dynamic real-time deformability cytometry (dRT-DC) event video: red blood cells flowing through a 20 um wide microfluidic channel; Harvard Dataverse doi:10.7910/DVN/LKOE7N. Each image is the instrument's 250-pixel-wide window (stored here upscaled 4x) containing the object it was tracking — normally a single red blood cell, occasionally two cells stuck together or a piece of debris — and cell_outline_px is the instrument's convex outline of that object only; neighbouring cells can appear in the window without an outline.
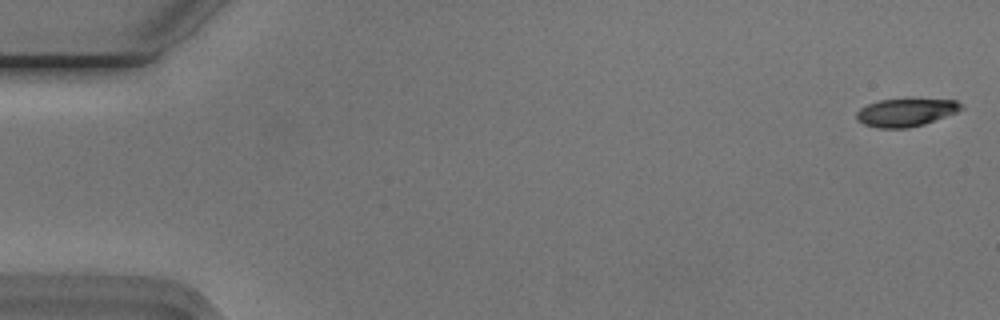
{"species": "Egyptian fruit bat (a non-hibernating species)", "species_latin": "Rousettus aegyptiacus", "temperature_condition": "cold", "stored_images_in_passage": 55, "camera_frame_rate_fps": 3000, "um_per_image_px": 0.085, "animal": {"sex": "male"}, "frame": {"image": 1, "passage_image": 2, "time_ms": 0.333, "image_size_px": [1000, 320], "cell_outline_px": [[964, 108], [956, 112], [924, 124], [908, 128], [876, 128], [864, 124], [856, 120], [856, 112], [860, 108], [868, 104], [880, 100], [956, 100]], "centroid_in_image_um": [76.94, 9.58], "position_along_channel_um": 8.1, "area_um2": 16.7}}
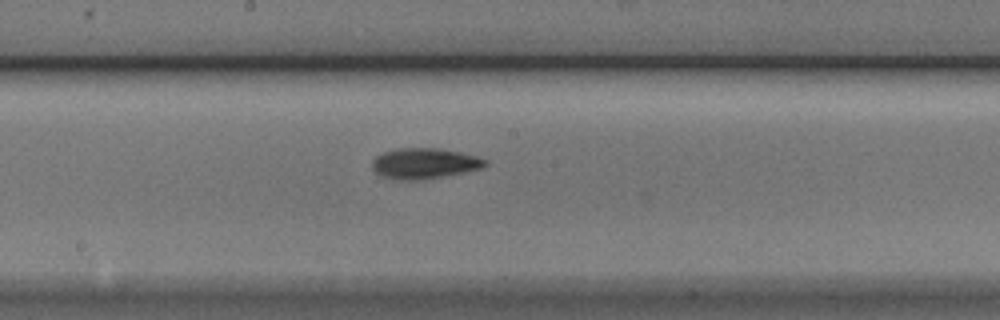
{"frame": {"image": 2, "passage_image": 30, "time_ms": 9.667, "image_size_px": [1000, 320], "cell_outline_px": [[488, 164], [480, 168], [464, 172], [416, 180], [400, 180], [380, 176], [372, 168], [372, 160], [376, 156], [384, 152], [396, 148], [440, 148], [460, 152], [476, 156], [488, 160]], "centroid_in_image_um": [36.05, 13.88], "position_along_channel_um": 212.2, "area_um2": 20.06}}
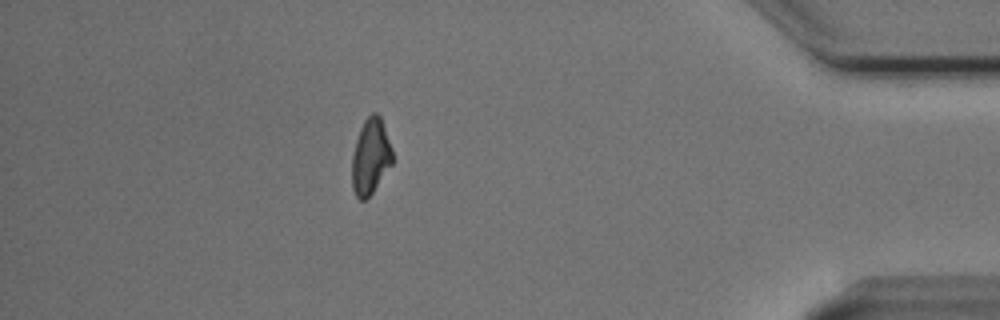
{"frame": {"image": 3, "passage_image": 49, "time_ms": 16.0, "image_size_px": [1000, 320], "cell_outline_px": [[392, 164], [372, 192], [364, 200], [360, 200], [356, 196], [352, 188], [352, 156], [356, 140], [360, 128], [364, 120], [372, 112], [376, 112], [380, 116], [392, 148]], "centroid_in_image_um": [31.49, 13.29], "position_along_channel_um": 403.7, "area_um2": 17.69}, "authors_computed_cell_mechanics": {"area_um2": 18.4382, "velocity_mm_per_s": 3.7521, "shape_relaxation_time_tau1_ms": 3.1298, "shape_relaxation_time_tau2_ms": null, "deformation_change_tau1": 0.1573, "deformation_change_tau2": null}}